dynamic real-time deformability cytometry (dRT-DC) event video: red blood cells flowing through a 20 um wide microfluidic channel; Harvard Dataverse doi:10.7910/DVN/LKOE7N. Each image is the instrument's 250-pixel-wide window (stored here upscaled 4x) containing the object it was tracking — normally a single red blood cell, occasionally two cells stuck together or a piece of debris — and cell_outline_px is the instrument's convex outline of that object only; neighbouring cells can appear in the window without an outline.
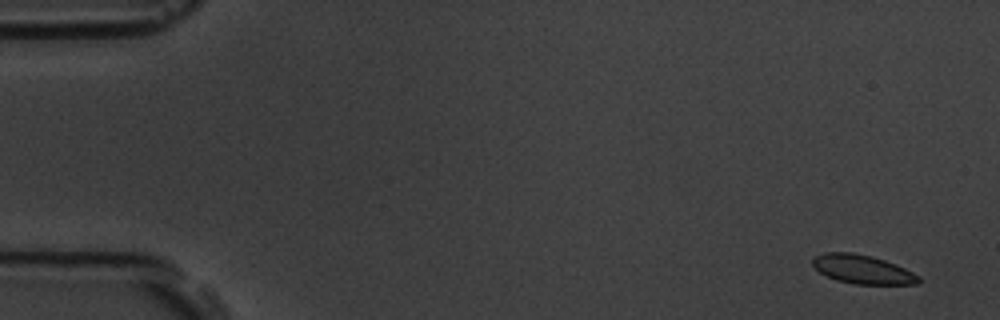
{"species": "common noctule bat (a hibernating species)", "species_latin": "Nyctalus noctula", "temperature_condition": "room temperature", "stored_images_in_passage": 6, "camera_frame_rate_fps": 3000, "um_per_image_px": 0.085, "animal": {"sex": "male", "body_mass_g": 19.5, "forearm_length_mm": 54.6}, "frame": {"image": 1, "passage_image": 1, "time_ms": 0.0, "image_size_px": [1000, 320], "cell_outline_px": [[920, 280], [916, 284], [856, 284], [836, 280], [820, 272], [812, 264], [812, 256], [824, 252], [852, 252], [872, 256], [896, 264], [920, 276]], "centroid_in_image_um": [73.29, 22.88], "position_along_channel_um": 11.7, "area_um2": 17.8}}
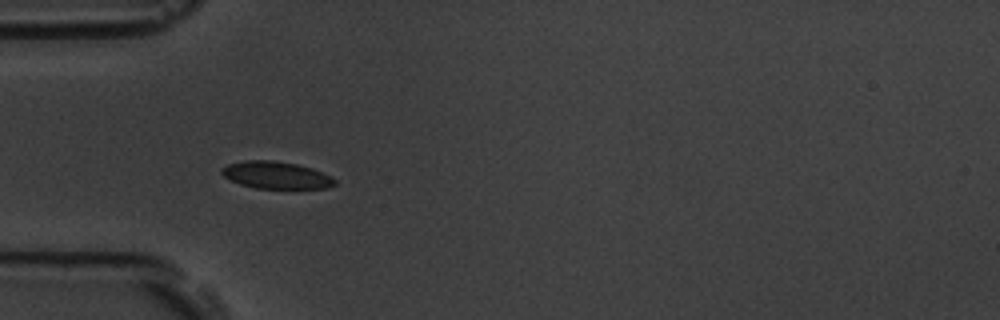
{"frame": {"image": 2, "passage_image": 5, "time_ms": 1.333, "image_size_px": [1000, 320], "cell_outline_px": [[336, 184], [328, 188], [256, 188], [240, 184], [224, 176], [220, 172], [220, 168], [228, 164], [244, 160], [272, 160], [296, 164], [312, 168], [332, 176], [336, 180]], "centroid_in_image_um": [23.47, 14.88], "position_along_channel_um": 61.5, "area_um2": 17.92}}
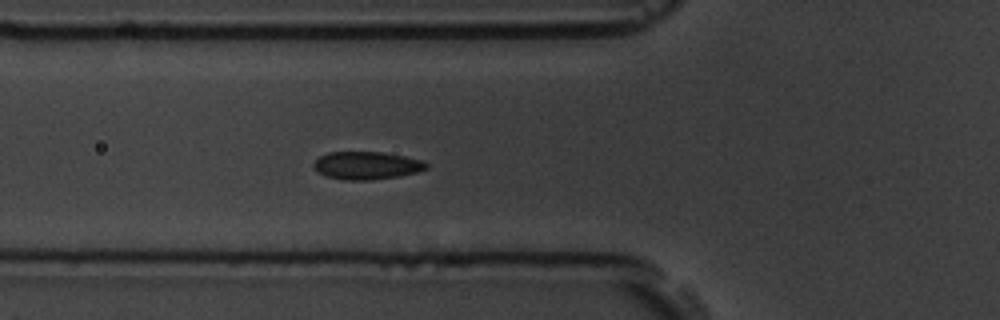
{"frame": {"image": 3, "passage_image": 6, "time_ms": 1.667, "image_size_px": [1000, 320], "cell_outline_px": [[428, 168], [416, 172], [400, 176], [372, 180], [340, 180], [328, 176], [320, 172], [312, 164], [320, 156], [328, 152], [384, 152], [404, 156], [420, 160], [428, 164]], "centroid_in_image_um": [31.18, 14.07], "position_along_channel_um": 94.6, "area_um2": 18.15}}